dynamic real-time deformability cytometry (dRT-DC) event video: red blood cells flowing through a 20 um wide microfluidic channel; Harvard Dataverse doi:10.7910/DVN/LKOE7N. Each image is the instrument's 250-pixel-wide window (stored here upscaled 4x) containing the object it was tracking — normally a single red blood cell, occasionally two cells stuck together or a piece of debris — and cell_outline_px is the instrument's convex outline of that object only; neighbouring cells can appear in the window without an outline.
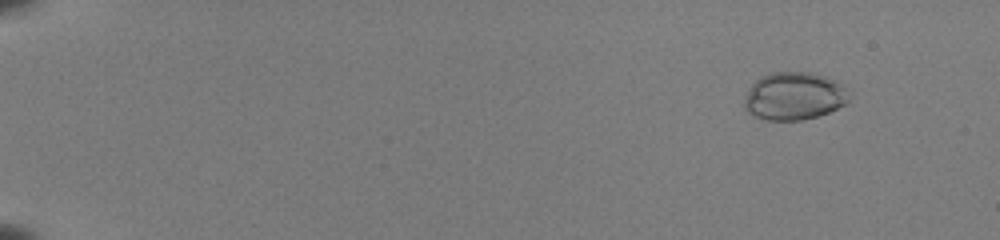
{"species": "common noctule bat (a hibernating species)", "species_latin": "Nyctalus noctula", "temperature_condition": "room temperature", "stored_images_in_passage": 52, "camera_frame_rate_fps": 3000, "um_per_image_px": 0.085, "animal": {"sex": "female", "body_mass_g": 22.0, "forearm_length_mm": 56.7}, "frame": {"image": 1, "passage_image": 4, "time_ms": 1.0, "image_size_px": [1000, 240], "cell_outline_px": [[848, 100], [844, 104], [828, 112], [816, 116], [800, 120], [768, 120], [756, 116], [748, 112], [744, 108], [744, 100], [752, 84], [760, 76], [772, 72], [812, 72], [836, 80], [844, 84]], "centroid_in_image_um": [67.48, 8.15], "position_along_channel_um": 17.5, "area_um2": 28.96}}
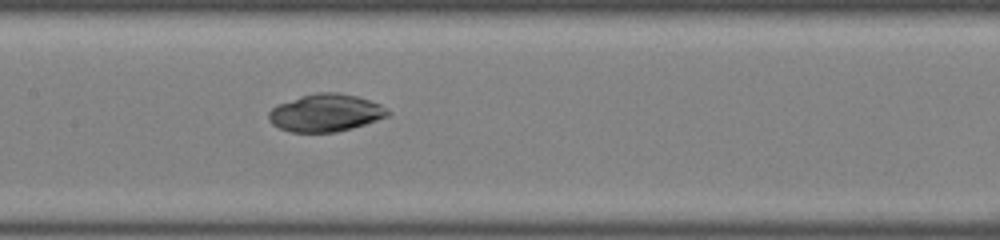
{"frame": {"image": 2, "passage_image": 28, "time_ms": 9.0, "image_size_px": [1000, 240], "cell_outline_px": [[392, 112], [388, 116], [352, 128], [336, 132], [292, 132], [280, 128], [272, 124], [268, 120], [268, 112], [276, 104], [300, 96], [316, 92], [336, 92], [356, 96], [380, 104], [388, 108]], "centroid_in_image_um": [27.66, 9.58], "position_along_channel_um": 179.7, "area_um2": 26.13}}
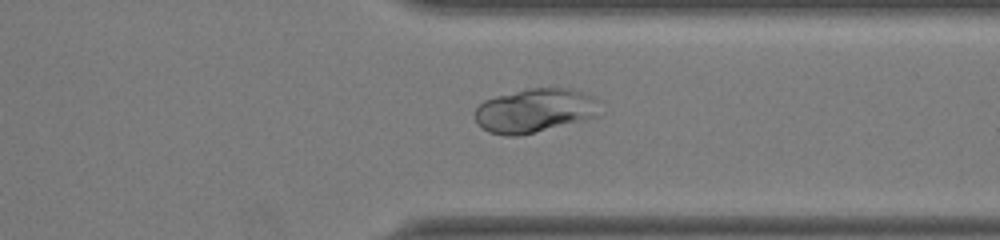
{"frame": {"image": 3, "passage_image": 42, "time_ms": 13.667, "image_size_px": [1000, 240], "cell_outline_px": [[604, 112], [596, 116], [584, 120], [520, 136], [504, 136], [488, 132], [480, 128], [476, 124], [476, 108], [484, 100], [496, 96], [528, 88], [568, 88], [584, 92], [596, 96], [600, 100]], "centroid_in_image_um": [45.52, 9.4], "position_along_channel_um": 365.9, "area_um2": 32.71}}